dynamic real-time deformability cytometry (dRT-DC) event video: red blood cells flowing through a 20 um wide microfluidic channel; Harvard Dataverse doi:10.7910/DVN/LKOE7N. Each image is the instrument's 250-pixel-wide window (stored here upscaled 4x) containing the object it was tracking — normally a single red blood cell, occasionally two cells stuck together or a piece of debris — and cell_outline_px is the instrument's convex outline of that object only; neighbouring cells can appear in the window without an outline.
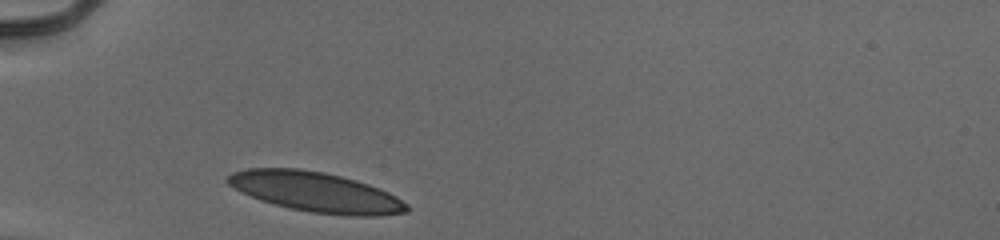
{"species": "human", "species_latin": "Homo sapiens", "temperature_condition": "cold", "stored_images_in_passage": 28, "camera_frame_rate_fps": 3000, "um_per_image_px": 0.085, "donor": {"sex": "male"}, "frame": {"image": 1, "passage_image": 1, "time_ms": 0.0, "image_size_px": [1000, 240], "cell_outline_px": [[408, 212], [380, 216], [352, 216], [312, 212], [288, 208], [260, 200], [228, 184], [224, 180], [224, 176], [232, 172], [248, 168], [300, 168], [324, 172], [356, 180], [368, 184], [388, 192], [396, 196], [408, 204]], "centroid_in_image_um": [26.84, 16.32], "position_along_channel_um": 58.2, "area_um2": 41.67}}
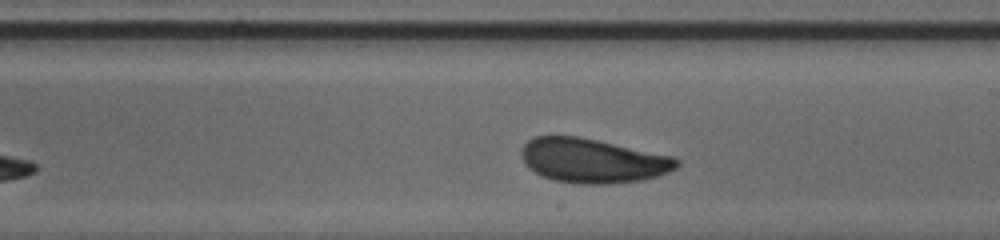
{"frame": {"image": 2, "passage_image": 16, "time_ms": 5.0, "image_size_px": [1000, 240], "cell_outline_px": [[680, 164], [676, 168], [668, 172], [656, 176], [640, 180], [608, 184], [576, 184], [552, 180], [540, 176], [528, 168], [524, 164], [520, 156], [520, 148], [528, 140], [536, 136], [580, 136], [672, 156], [680, 160]], "centroid_in_image_um": [50.32, 13.66], "position_along_channel_um": 238.7, "area_um2": 40.52}}
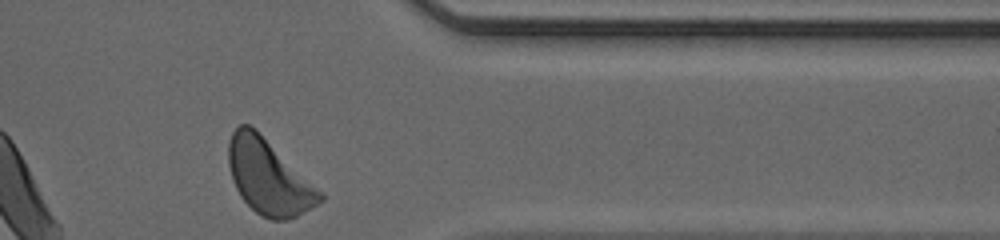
{"frame": {"image": 3, "passage_image": 28, "time_ms": 9.0, "image_size_px": [1000, 240], "cell_outline_px": [[324, 200], [312, 208], [288, 220], [272, 220], [260, 216], [240, 196], [232, 180], [228, 164], [228, 144], [232, 132], [240, 124], [248, 124], [256, 128], [324, 192]], "centroid_in_image_um": [22.86, 15.04], "position_along_channel_um": 388.5, "area_um2": 40.29}, "authors_computed_cell_mechanics": {"area_um2": 40.0843, "velocity_mm_per_s": 3.9203, "shape_relaxation_time_tau1_ms": 2.4319, "shape_relaxation_time_tau2_ms": 2.3373, "deformation_change_tau1": 0.1108, "deformation_change_tau2": 0.0754}}